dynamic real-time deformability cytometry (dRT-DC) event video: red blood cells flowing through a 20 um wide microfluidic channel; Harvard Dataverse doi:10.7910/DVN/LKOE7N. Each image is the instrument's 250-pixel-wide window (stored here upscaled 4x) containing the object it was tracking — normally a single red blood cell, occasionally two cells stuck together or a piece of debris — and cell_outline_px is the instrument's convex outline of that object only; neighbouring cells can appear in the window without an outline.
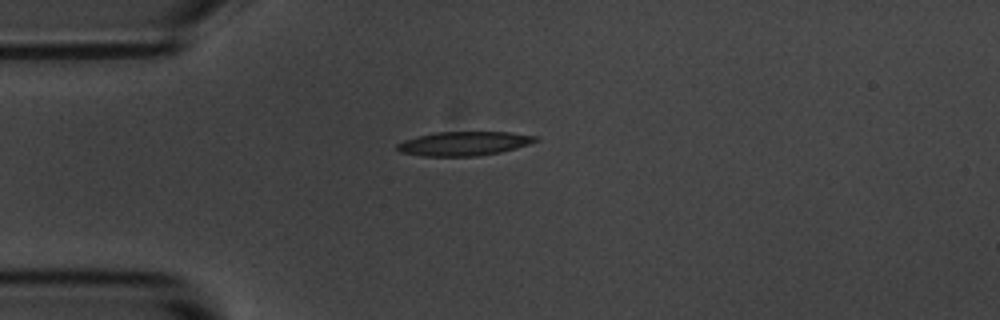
{"species": "common noctule bat (a hibernating species)", "species_latin": "Nyctalus noctula", "temperature_condition": "room temperature", "stored_images_in_passage": 41, "camera_frame_rate_fps": 3000, "um_per_image_px": 0.085, "animal": {"sex": "male", "body_mass_g": 20.1, "forearm_length_mm": 53.5}, "frame": {"image": 1, "passage_image": 1, "time_ms": 0.0, "image_size_px": [1000, 320], "cell_outline_px": [[540, 140], [516, 148], [500, 152], [476, 156], [424, 156], [400, 152], [396, 148], [396, 144], [404, 140], [436, 132], [512, 132], [536, 136]], "centroid_in_image_um": [39.45, 12.2], "position_along_channel_um": 45.6, "area_um2": 19.31}}
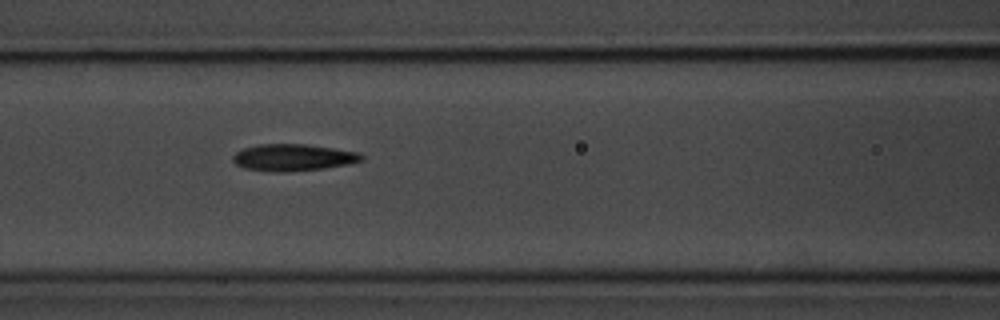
{"frame": {"image": 2, "passage_image": 10, "time_ms": 3.0, "image_size_px": [1000, 320], "cell_outline_px": [[364, 160], [348, 164], [324, 168], [284, 172], [276, 172], [244, 168], [236, 164], [232, 160], [232, 156], [236, 152], [244, 148], [260, 144], [304, 144], [360, 152], [364, 156]], "centroid_in_image_um": [24.92, 13.38], "position_along_channel_um": 141.7, "area_um2": 20.06}}
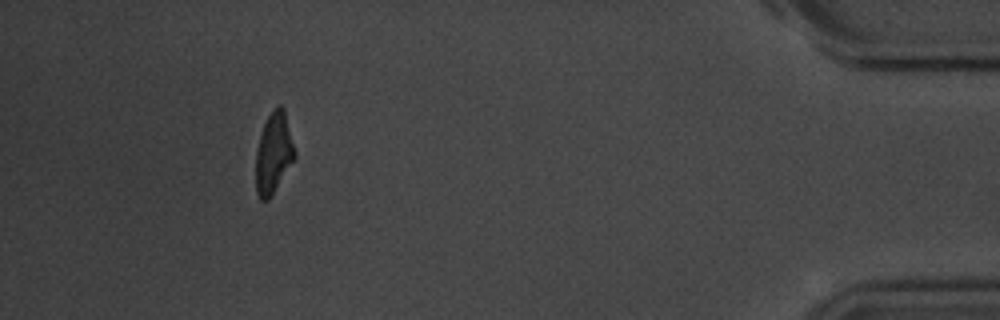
{"frame": {"image": 3, "passage_image": 37, "time_ms": 12.0, "image_size_px": [1000, 320], "cell_outline_px": [[296, 156], [268, 200], [260, 200], [256, 192], [256, 148], [264, 124], [268, 116], [276, 104], [280, 104], [284, 108], [296, 152]], "centroid_in_image_um": [23.25, 12.98], "position_along_channel_um": 411.9, "area_um2": 18.21}, "authors_computed_cell_mechanics": {"area_um2": 19.4786, "velocity_mm_per_s": 3.6893, "shape_relaxation_time_tau1_ms": 3.6659, "shape_relaxation_time_tau2_ms": 3.2592, "deformation_change_tau1": 0.1484, "deformation_change_tau2": 0.1199}}